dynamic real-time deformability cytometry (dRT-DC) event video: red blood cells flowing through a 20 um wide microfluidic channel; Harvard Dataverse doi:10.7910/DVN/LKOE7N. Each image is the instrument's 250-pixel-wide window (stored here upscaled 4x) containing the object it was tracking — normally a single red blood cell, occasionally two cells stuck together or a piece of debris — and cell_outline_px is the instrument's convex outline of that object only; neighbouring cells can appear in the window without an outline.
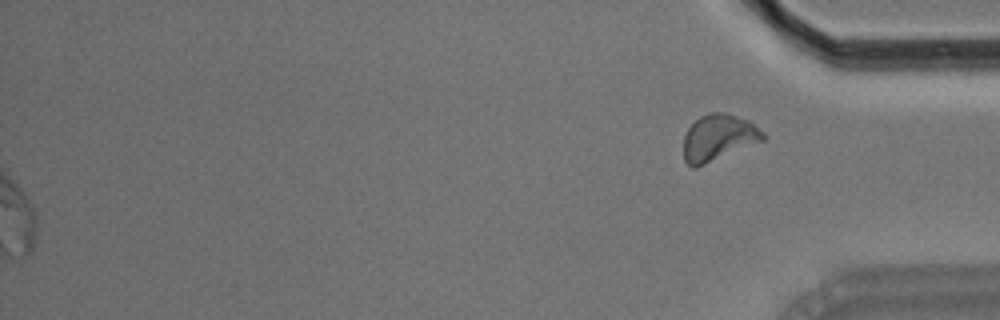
{"species": "Egyptian fruit bat (a non-hibernating species)", "species_latin": "Rousettus aegyptiacus", "temperature_condition": "room temperature", "stored_images_in_passage": 50, "segment_of_instrument_passage": [2, 2], "camera_frame_rate_fps": 3000, "um_per_image_px": 0.085, "animal": {"sex": "male"}, "frame": {"image": 1, "passage_image": 50, "time_ms": 16.333, "image_size_px": [1000, 320], "cell_outline_px": [[764, 140], [696, 168], [692, 168], [684, 160], [684, 136], [688, 128], [700, 116], [708, 112], [724, 112], [748, 120], [764, 132]], "centroid_in_image_um": [61.05, 11.7], "position_along_channel_um": 374.2, "area_um2": 21.39}}